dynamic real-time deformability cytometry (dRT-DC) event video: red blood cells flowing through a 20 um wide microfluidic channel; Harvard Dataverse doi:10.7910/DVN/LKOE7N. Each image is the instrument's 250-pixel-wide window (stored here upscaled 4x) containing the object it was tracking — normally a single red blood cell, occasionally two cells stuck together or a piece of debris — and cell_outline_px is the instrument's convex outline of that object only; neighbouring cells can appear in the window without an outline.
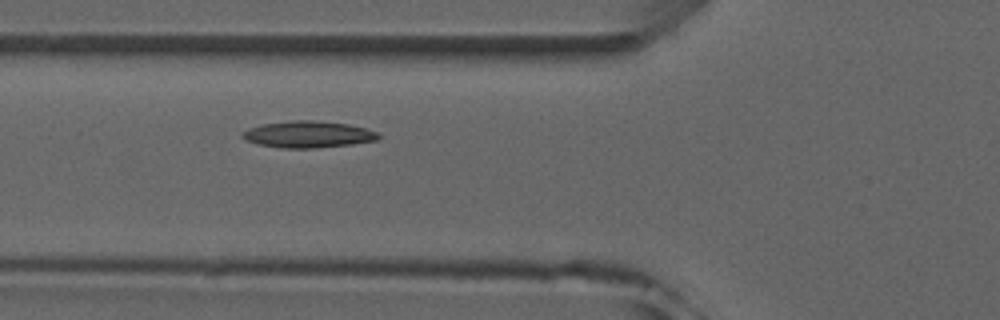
{"species": "common noctule bat (a hibernating species)", "species_latin": "Nyctalus noctula", "temperature_condition": "room temperature", "stored_images_in_passage": 7, "camera_frame_rate_fps": 3000, "um_per_image_px": 0.085, "animal": {"sex": "male", "forearm_length_mm": 52.5}, "frame": {"image": 1, "passage_image": 7, "time_ms": 7.667, "image_size_px": [1000, 320], "cell_outline_px": [[380, 136], [376, 140], [352, 144], [312, 148], [284, 148], [260, 144], [244, 140], [240, 136], [248, 128], [264, 124], [292, 120], [312, 120], [348, 124], [364, 128], [376, 132]], "centroid_in_image_um": [26.16, 11.42], "position_along_channel_um": 99.6, "area_um2": 20.81}}